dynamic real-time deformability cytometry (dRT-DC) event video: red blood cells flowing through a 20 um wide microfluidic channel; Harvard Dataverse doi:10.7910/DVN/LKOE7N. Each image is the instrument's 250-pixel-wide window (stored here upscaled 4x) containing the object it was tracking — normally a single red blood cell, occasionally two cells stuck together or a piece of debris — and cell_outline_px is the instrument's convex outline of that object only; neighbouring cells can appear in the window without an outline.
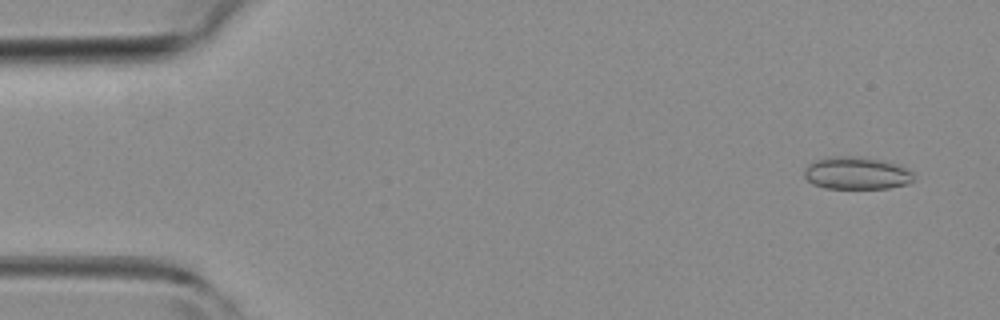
{"species": "common noctule bat (a hibernating species)", "species_latin": "Nyctalus noctula", "temperature_condition": "room temperature", "stored_images_in_passage": 6, "camera_frame_rate_fps": 3000, "um_per_image_px": 0.085, "animal": {"sex": "female", "body_mass_g": 19.3, "forearm_length_mm": 54.1}, "frame": {"image": 1, "passage_image": 1, "time_ms": 0.0, "image_size_px": [1000, 320], "cell_outline_px": [[912, 180], [908, 184], [888, 188], [824, 188], [812, 184], [804, 176], [804, 168], [808, 164], [816, 160], [828, 156], [856, 156], [880, 160], [900, 164], [912, 172]], "centroid_in_image_um": [72.78, 14.71], "position_along_channel_um": 12.2, "area_um2": 20.81}}
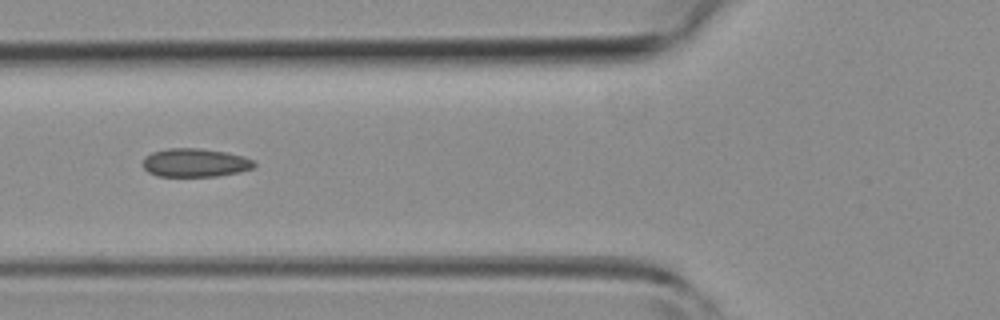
{"frame": {"image": 2, "passage_image": 5, "time_ms": 4.667, "image_size_px": [1000, 320], "cell_outline_px": [[256, 164], [252, 168], [240, 172], [216, 176], [156, 176], [148, 172], [140, 164], [144, 156], [152, 152], [168, 148], [196, 148], [228, 152], [244, 156], [252, 160]], "centroid_in_image_um": [16.54, 13.83], "position_along_channel_um": 109.3, "area_um2": 18.67}}
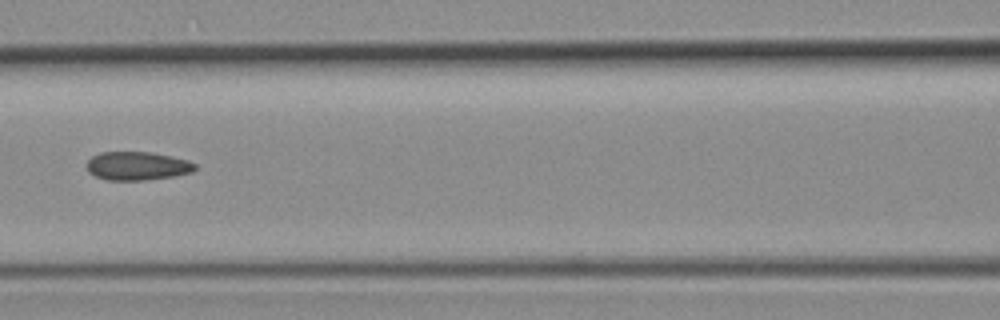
{"frame": {"image": 3, "passage_image": 6, "time_ms": 5.667, "image_size_px": [1000, 320], "cell_outline_px": [[196, 168], [192, 172], [176, 176], [144, 180], [108, 180], [96, 176], [88, 172], [84, 164], [92, 156], [100, 152], [152, 152], [172, 156], [188, 160], [196, 164]], "centroid_in_image_um": [11.66, 14.1], "position_along_channel_um": 154.9, "area_um2": 18.21}}